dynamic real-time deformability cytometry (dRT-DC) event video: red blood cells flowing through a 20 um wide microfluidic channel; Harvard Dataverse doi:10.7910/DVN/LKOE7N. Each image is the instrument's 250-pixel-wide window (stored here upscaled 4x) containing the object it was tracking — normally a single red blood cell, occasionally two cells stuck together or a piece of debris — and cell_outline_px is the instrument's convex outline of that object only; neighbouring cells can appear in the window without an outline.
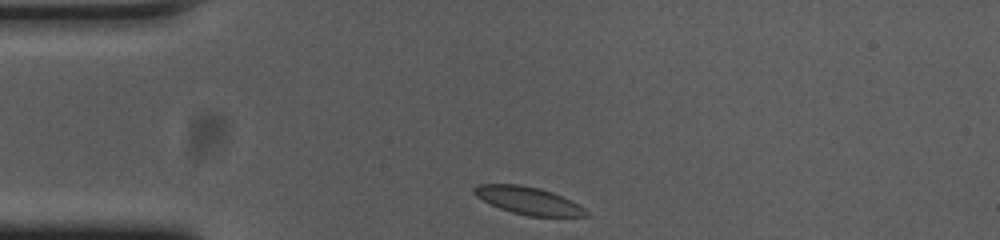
{"species": "common noctule bat (a hibernating species)", "species_latin": "Nyctalus noctula", "temperature_condition": "cold", "stored_images_in_passage": 33, "camera_frame_rate_fps": 3000, "um_per_image_px": 0.085, "animal": {"sex": "female", "body_mass_g": 23.0, "forearm_length_mm": 53.4}, "frame": {"image": 1, "passage_image": 1, "time_ms": 0.0, "image_size_px": [1000, 240], "cell_outline_px": [[588, 216], [528, 216], [512, 212], [500, 208], [476, 196], [472, 192], [472, 188], [480, 184], [520, 184], [540, 188], [552, 192], [584, 208], [588, 212]], "centroid_in_image_um": [44.87, 17.04], "position_along_channel_um": 40.1, "area_um2": 17.63}}
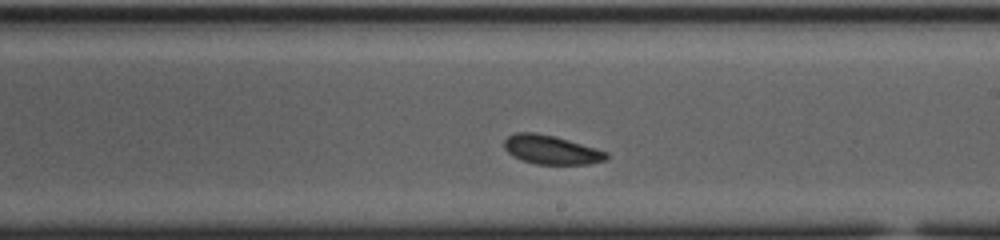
{"frame": {"image": 2, "passage_image": 20, "time_ms": 6.333, "image_size_px": [1000, 240], "cell_outline_px": [[608, 156], [604, 160], [592, 164], [536, 164], [520, 160], [512, 156], [504, 148], [504, 140], [508, 136], [516, 132], [536, 132], [556, 136], [596, 148], [608, 152]], "centroid_in_image_um": [46.83, 12.72], "position_along_channel_um": 242.2, "area_um2": 17.4}}
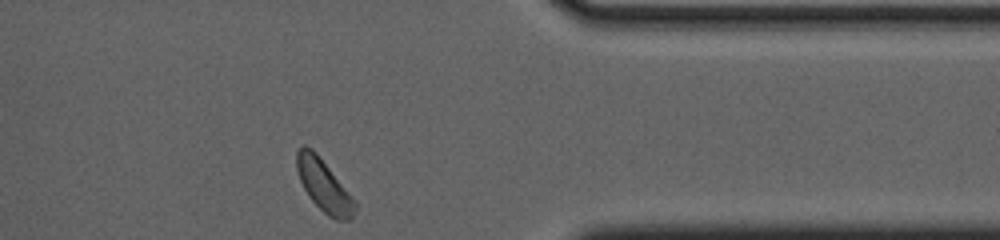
{"frame": {"image": 3, "passage_image": 33, "time_ms": 10.667, "image_size_px": [1000, 240], "cell_outline_px": [[356, 208], [352, 220], [336, 220], [328, 216], [308, 196], [300, 180], [296, 168], [296, 152], [304, 144], [312, 148], [316, 152], [356, 200]], "centroid_in_image_um": [27.55, 15.78], "position_along_channel_um": 383.9, "area_um2": 17.69}, "authors_computed_cell_mechanics": {"area_um2": 17.629, "velocity_mm_per_s": 3.6235, "shape_relaxation_time_tau1_ms": null, "shape_relaxation_time_tau2_ms": 3.6062, "deformation_change_tau1": null, "deformation_change_tau2": 0.0819}}